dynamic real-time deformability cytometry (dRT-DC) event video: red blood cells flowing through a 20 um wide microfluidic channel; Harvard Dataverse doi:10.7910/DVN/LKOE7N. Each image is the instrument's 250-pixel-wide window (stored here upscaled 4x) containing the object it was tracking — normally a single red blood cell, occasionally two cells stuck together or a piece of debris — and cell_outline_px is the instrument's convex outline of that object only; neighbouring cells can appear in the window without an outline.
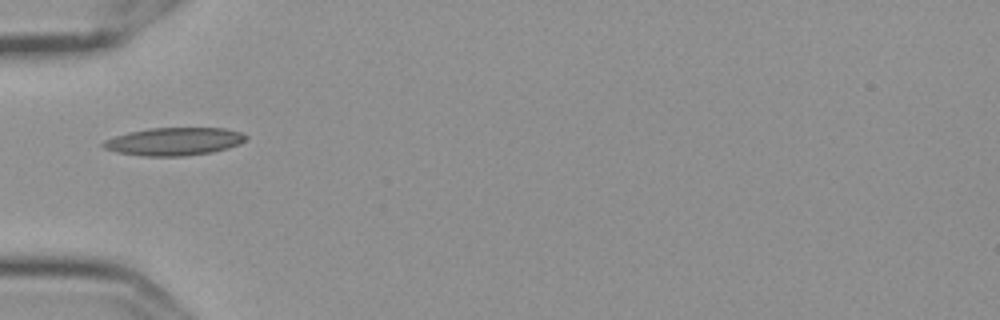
{"species": "Egyptian fruit bat (a non-hibernating species)", "species_latin": "Rousettus aegyptiacus", "temperature_condition": "cold", "stored_images_in_passage": 38, "camera_frame_rate_fps": 3000, "um_per_image_px": 0.085, "frame": {"image": 1, "passage_image": 1, "time_ms": 0.0, "image_size_px": [1000, 320], "cell_outline_px": [[248, 136], [240, 144], [228, 148], [212, 152], [184, 156], [144, 156], [116, 152], [104, 148], [100, 144], [104, 140], [128, 132], [148, 128], [224, 128], [240, 132]], "centroid_in_image_um": [14.78, 12.02], "position_along_channel_um": 70.2, "area_um2": 23.18}}
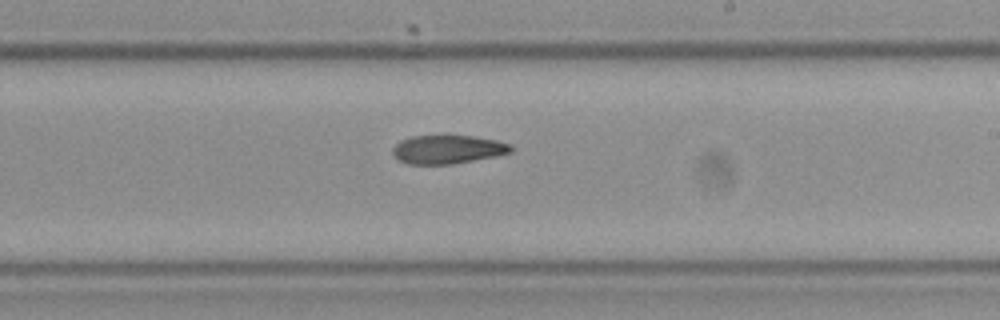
{"frame": {"image": 2, "passage_image": 16, "time_ms": 5.0, "image_size_px": [1000, 320], "cell_outline_px": [[512, 152], [496, 156], [452, 164], [408, 164], [400, 160], [392, 152], [392, 148], [400, 140], [412, 136], [448, 132], [496, 140], [512, 144]], "centroid_in_image_um": [38.06, 12.64], "position_along_channel_um": 250.9, "area_um2": 20.46}}
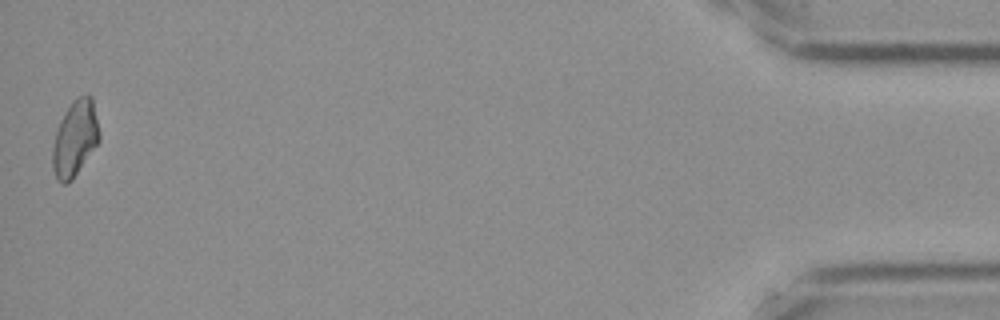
{"frame": {"image": 3, "passage_image": 38, "time_ms": 12.333, "image_size_px": [1000, 320], "cell_outline_px": [[100, 140], [72, 180], [68, 184], [64, 184], [56, 176], [52, 168], [52, 148], [56, 132], [60, 120], [72, 100], [76, 96], [92, 96], [100, 132]], "centroid_in_image_um": [6.38, 11.75], "position_along_channel_um": 428.8, "area_um2": 20.58}}